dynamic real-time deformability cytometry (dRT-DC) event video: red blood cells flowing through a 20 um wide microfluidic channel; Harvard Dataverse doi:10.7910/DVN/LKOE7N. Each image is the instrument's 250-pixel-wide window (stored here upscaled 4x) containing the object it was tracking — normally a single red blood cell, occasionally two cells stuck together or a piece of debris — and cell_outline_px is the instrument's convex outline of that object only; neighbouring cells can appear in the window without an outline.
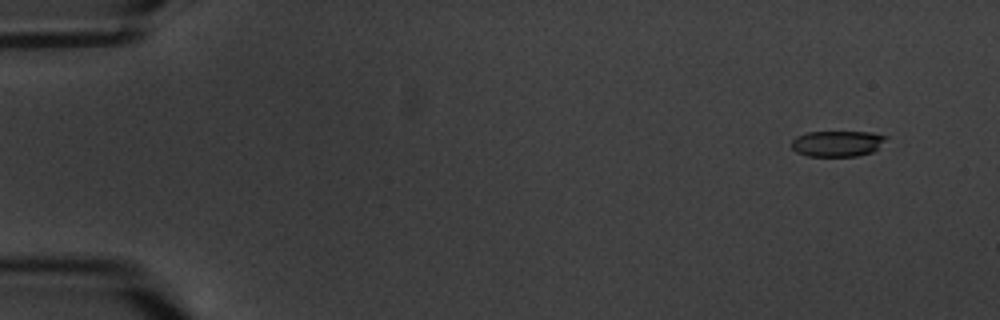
{"species": "common noctule bat (a hibernating species)", "species_latin": "Nyctalus noctula", "temperature_condition": "warm", "stored_images_in_passage": 7, "camera_frame_rate_fps": 3000, "um_per_image_px": 0.085, "animal": {"sex": "male", "body_mass_g": 20.1, "forearm_length_mm": 53.5}, "frame": {"image": 1, "passage_image": 2, "time_ms": 1.333, "image_size_px": [1000, 320], "cell_outline_px": [[888, 136], [872, 152], [856, 156], [808, 156], [796, 152], [792, 148], [792, 140], [796, 136], [808, 132], [872, 132]], "centroid_in_image_um": [71.13, 12.2], "position_along_channel_um": 13.9, "area_um2": 14.1}}